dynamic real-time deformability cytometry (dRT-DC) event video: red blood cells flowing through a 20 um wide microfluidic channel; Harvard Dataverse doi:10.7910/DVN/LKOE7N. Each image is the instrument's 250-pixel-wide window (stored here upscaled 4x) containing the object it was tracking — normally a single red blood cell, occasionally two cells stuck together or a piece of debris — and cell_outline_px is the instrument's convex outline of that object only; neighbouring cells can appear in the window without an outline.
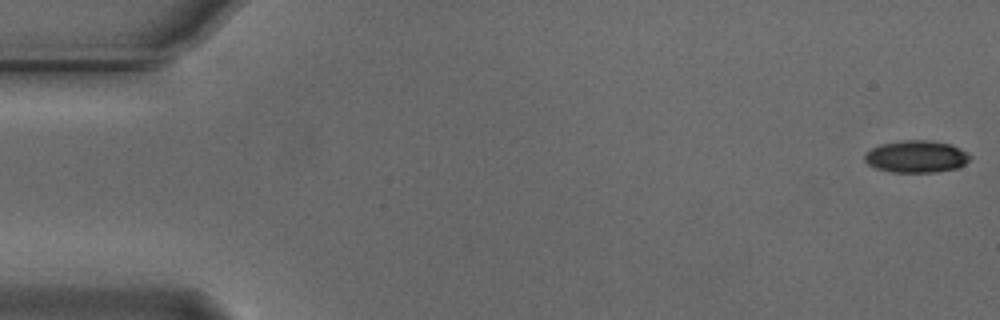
{"species": "Egyptian fruit bat (a non-hibernating species)", "species_latin": "Rousettus aegyptiacus", "temperature_condition": "cold", "stored_images_in_passage": 45, "camera_frame_rate_fps": 3000, "um_per_image_px": 0.085, "animal": {"sex": "male"}, "frame": {"image": 1, "passage_image": 1, "time_ms": 0.0, "image_size_px": [1000, 320], "cell_outline_px": [[972, 156], [964, 164], [956, 168], [936, 172], [892, 172], [876, 168], [868, 164], [864, 160], [864, 156], [872, 148], [880, 144], [904, 140], [928, 140], [952, 144], [968, 152]], "centroid_in_image_um": [77.9, 13.3], "position_along_channel_um": 7.1, "area_um2": 19.71}}
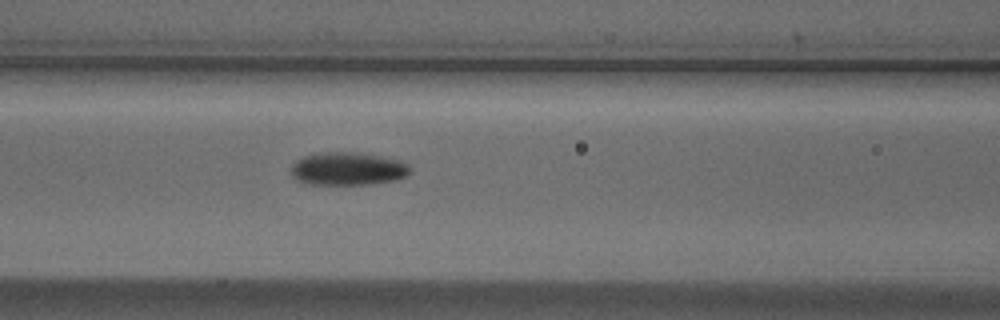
{"frame": {"image": 2, "passage_image": 23, "time_ms": 7.333, "image_size_px": [1000, 320], "cell_outline_px": [[412, 172], [408, 176], [396, 180], [372, 184], [308, 184], [296, 180], [292, 176], [292, 164], [296, 160], [304, 156], [324, 152], [356, 152], [404, 160], [412, 168]], "centroid_in_image_um": [29.63, 14.34], "position_along_channel_um": 137.0, "area_um2": 23.24}}
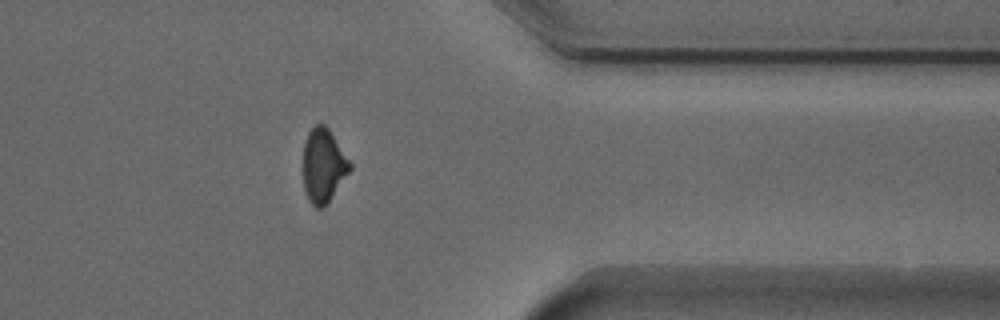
{"frame": {"image": 3, "passage_image": 44, "time_ms": 14.333, "image_size_px": [1000, 320], "cell_outline_px": [[352, 168], [324, 208], [316, 208], [308, 200], [304, 188], [304, 140], [308, 132], [316, 124], [324, 124], [328, 128], [352, 164]], "centroid_in_image_um": [27.49, 14.08], "position_along_channel_um": 383.9, "area_um2": 20.0}}